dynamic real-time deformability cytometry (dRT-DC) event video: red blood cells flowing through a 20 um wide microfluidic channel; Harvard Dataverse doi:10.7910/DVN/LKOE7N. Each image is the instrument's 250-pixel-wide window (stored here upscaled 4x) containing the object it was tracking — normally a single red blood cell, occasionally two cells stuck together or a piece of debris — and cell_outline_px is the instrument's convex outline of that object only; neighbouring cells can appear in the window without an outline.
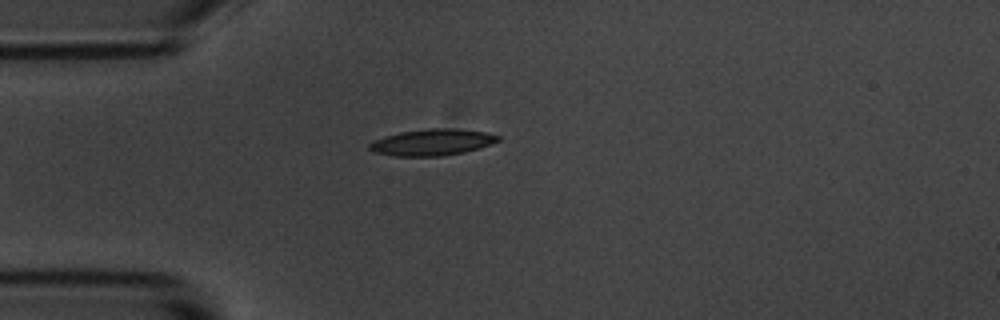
{"species": "common noctule bat (a hibernating species)", "species_latin": "Nyctalus noctula", "temperature_condition": "room temperature", "stored_images_in_passage": 5, "camera_frame_rate_fps": 3000, "um_per_image_px": 0.085, "animal": {"sex": "male", "body_mass_g": 20.1, "forearm_length_mm": 53.5}, "frame": {"image": 1, "passage_image": 1, "time_ms": 0.0, "image_size_px": [1000, 320], "cell_outline_px": [[500, 140], [464, 152], [444, 156], [392, 156], [376, 152], [368, 148], [368, 144], [372, 140], [400, 132], [428, 128], [456, 128], [484, 132], [500, 136]], "centroid_in_image_um": [36.69, 12.09], "position_along_channel_um": 48.3, "area_um2": 19.71}}
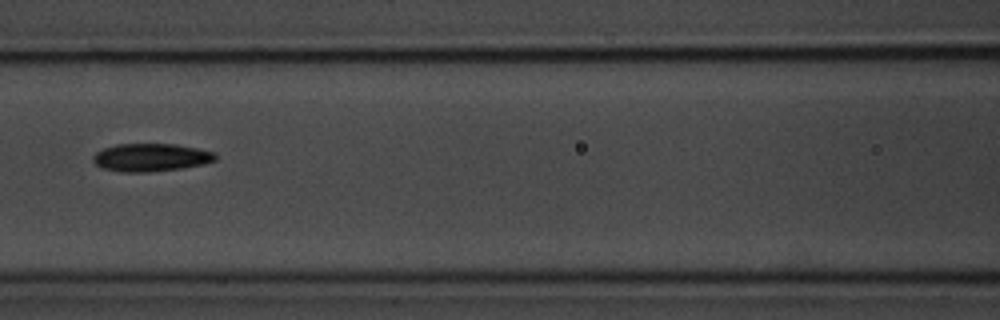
{"frame": {"image": 2, "passage_image": 4, "time_ms": 3.333, "image_size_px": [1000, 320], "cell_outline_px": [[216, 160], [204, 164], [184, 168], [152, 172], [120, 172], [100, 168], [92, 160], [92, 156], [96, 152], [104, 148], [116, 144], [176, 144], [216, 152]], "centroid_in_image_um": [12.82, 13.39], "position_along_channel_um": 153.8, "area_um2": 20.17}}
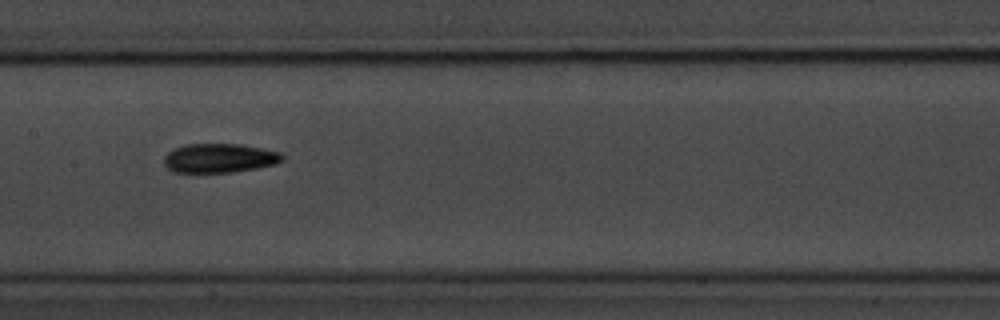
{"frame": {"image": 3, "passage_image": 5, "time_ms": 4.333, "image_size_px": [1000, 320], "cell_outline_px": [[284, 160], [276, 164], [256, 168], [232, 172], [172, 172], [164, 164], [164, 156], [168, 152], [184, 144], [240, 144], [280, 152], [284, 156]], "centroid_in_image_um": [18.65, 13.44], "position_along_channel_um": 188.7, "area_um2": 20.06}}